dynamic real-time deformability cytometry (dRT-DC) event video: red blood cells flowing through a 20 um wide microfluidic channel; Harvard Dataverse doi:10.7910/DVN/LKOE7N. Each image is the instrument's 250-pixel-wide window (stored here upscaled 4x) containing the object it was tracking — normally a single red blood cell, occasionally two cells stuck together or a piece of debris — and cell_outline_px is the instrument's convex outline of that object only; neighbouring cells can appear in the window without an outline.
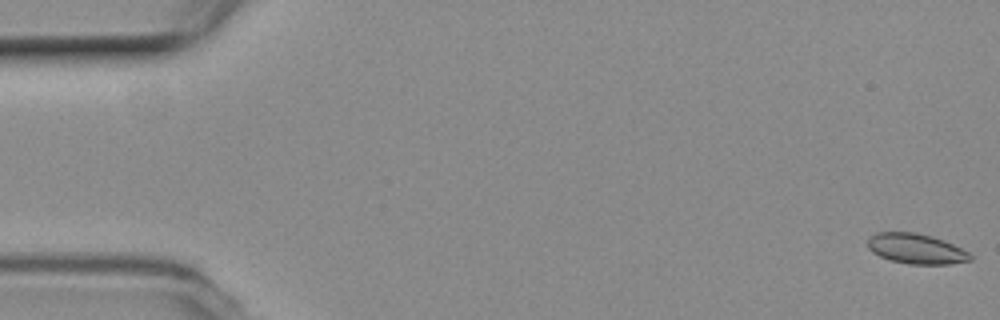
{"species": "common noctule bat (a hibernating species)", "species_latin": "Nyctalus noctula", "temperature_condition": "room temperature", "stored_images_in_passage": 55, "camera_frame_rate_fps": 3000, "um_per_image_px": 0.085, "animal": {"sex": "female", "body_mass_g": 19.3, "forearm_length_mm": 54.1}, "frame": {"image": 1, "passage_image": 1, "time_ms": 0.0, "image_size_px": [1000, 320], "cell_outline_px": [[972, 260], [948, 264], [908, 264], [888, 260], [872, 252], [868, 248], [868, 240], [876, 232], [916, 232], [932, 236], [944, 240], [968, 252], [972, 256]], "centroid_in_image_um": [77.86, 21.14], "position_along_channel_um": 7.1, "area_um2": 18.03}}
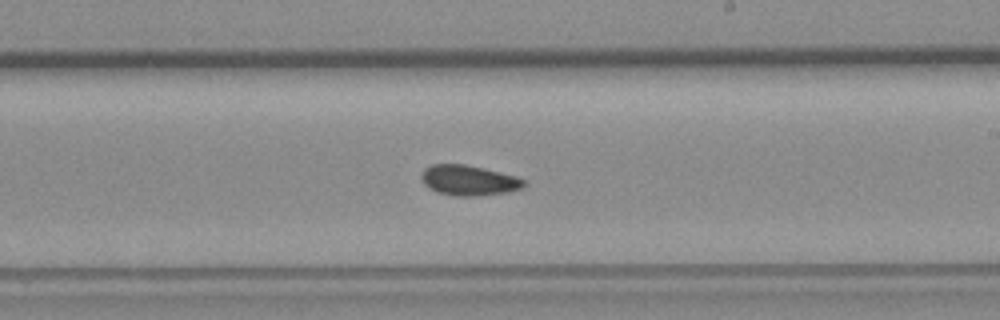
{"frame": {"image": 2, "passage_image": 32, "time_ms": 10.333, "image_size_px": [1000, 320], "cell_outline_px": [[528, 184], [524, 188], [508, 192], [476, 196], [456, 196], [436, 192], [428, 188], [424, 184], [420, 176], [424, 168], [432, 164], [464, 164], [484, 168], [516, 176], [524, 180]], "centroid_in_image_um": [39.85, 15.33], "position_along_channel_um": 249.1, "area_um2": 18.32}}
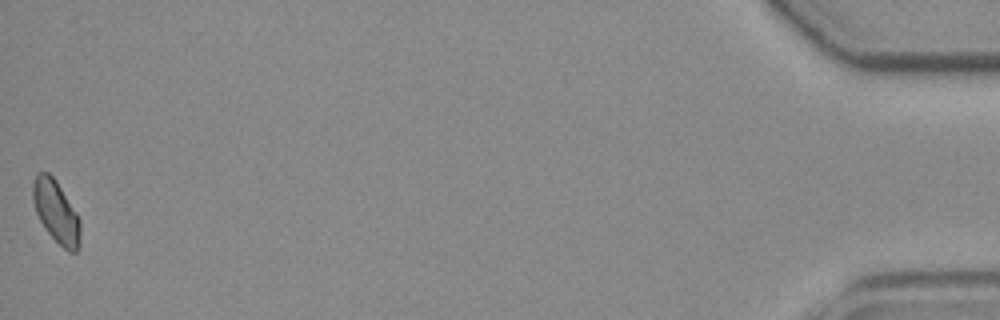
{"frame": {"image": 3, "passage_image": 55, "time_ms": 18.0, "image_size_px": [1000, 320], "cell_outline_px": [[80, 248], [76, 252], [68, 252], [48, 232], [40, 220], [36, 212], [32, 200], [32, 180], [36, 172], [48, 172], [56, 180], [76, 212], [80, 220]], "centroid_in_image_um": [4.76, 17.97], "position_along_channel_um": 430.4, "area_um2": 17.28}, "authors_computed_cell_mechanics": {"area_um2": 17.7446, "velocity_mm_per_s": 3.7325, "shape_relaxation_time_tau1_ms": null, "shape_relaxation_time_tau2_ms": 7.9042, "deformation_change_tau1": null, "deformation_change_tau2": 0.1018}}